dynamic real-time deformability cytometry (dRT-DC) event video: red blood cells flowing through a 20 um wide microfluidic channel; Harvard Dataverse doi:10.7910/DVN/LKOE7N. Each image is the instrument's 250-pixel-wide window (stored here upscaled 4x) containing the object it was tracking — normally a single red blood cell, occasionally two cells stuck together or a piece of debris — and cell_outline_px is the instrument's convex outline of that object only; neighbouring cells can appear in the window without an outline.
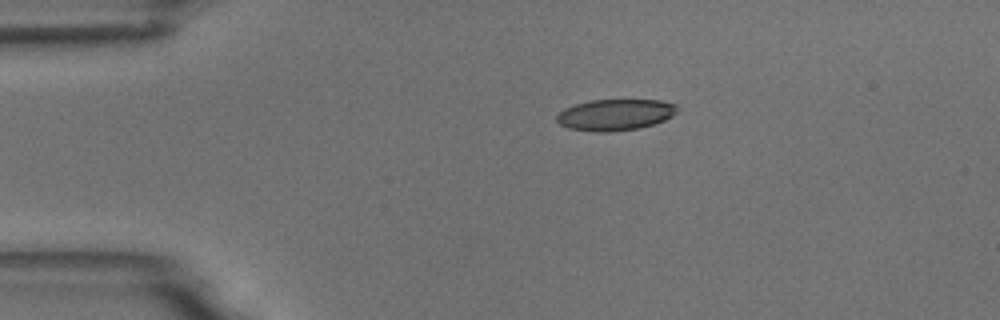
{"species": "common noctule bat (a hibernating species)", "species_latin": "Nyctalus noctula", "temperature_condition": "room temperature", "stored_images_in_passage": 3, "camera_frame_rate_fps": 3000, "um_per_image_px": 0.085, "animal": {"sex": "male", "body_mass_g": 18.8}, "frame": {"image": 1, "passage_image": 1, "time_ms": 0.0, "image_size_px": [1000, 320], "cell_outline_px": [[676, 112], [672, 116], [664, 120], [640, 128], [608, 132], [596, 132], [568, 128], [560, 124], [556, 120], [556, 116], [564, 108], [576, 104], [592, 100], [660, 100], [676, 104]], "centroid_in_image_um": [52.27, 9.75], "position_along_channel_um": 32.7, "area_um2": 21.85}}
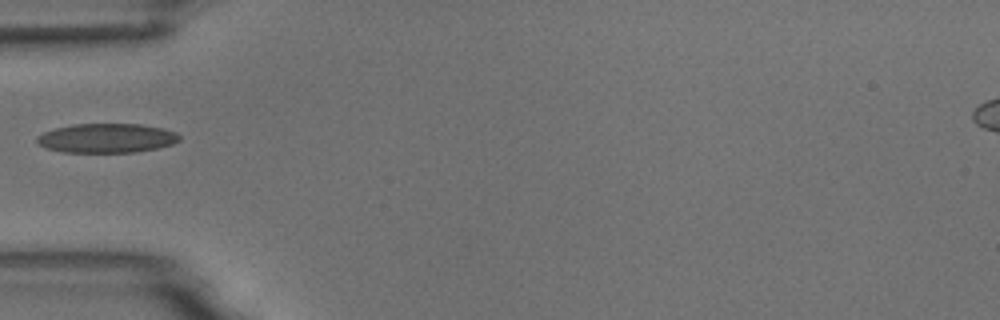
{"frame": {"image": 2, "passage_image": 3, "time_ms": 2.333, "image_size_px": [1000, 320], "cell_outline_px": [[180, 140], [172, 144], [156, 148], [136, 152], [64, 152], [44, 148], [36, 144], [36, 136], [44, 132], [56, 128], [72, 124], [140, 124], [164, 128], [176, 132], [180, 136]], "centroid_in_image_um": [9.04, 11.74], "position_along_channel_um": 76.0, "area_um2": 24.45}}